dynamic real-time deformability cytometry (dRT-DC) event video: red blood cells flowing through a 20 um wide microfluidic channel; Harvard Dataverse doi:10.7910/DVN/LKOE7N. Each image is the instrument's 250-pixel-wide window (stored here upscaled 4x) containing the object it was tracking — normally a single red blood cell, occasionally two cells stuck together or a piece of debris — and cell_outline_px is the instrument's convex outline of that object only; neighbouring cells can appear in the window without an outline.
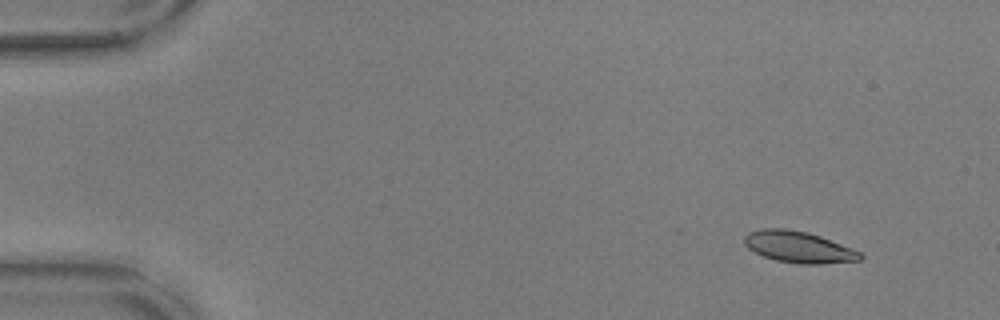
{"species": "common noctule bat (a hibernating species)", "species_latin": "Nyctalus noctula", "temperature_condition": "warm", "stored_images_in_passage": 56, "camera_frame_rate_fps": 3000, "um_per_image_px": 0.085, "animal": {"sex": "male", "body_mass_g": 17.9, "forearm_length_mm": 54.2}, "frame": {"image": 1, "passage_image": 5, "time_ms": 1.333, "image_size_px": [1000, 320], "cell_outline_px": [[864, 256], [860, 260], [820, 264], [800, 264], [776, 260], [764, 256], [748, 248], [744, 244], [744, 236], [748, 232], [764, 228], [784, 228], [808, 232], [820, 236], [860, 252]], "centroid_in_image_um": [67.86, 20.99], "position_along_channel_um": 17.1, "area_um2": 21.04}}
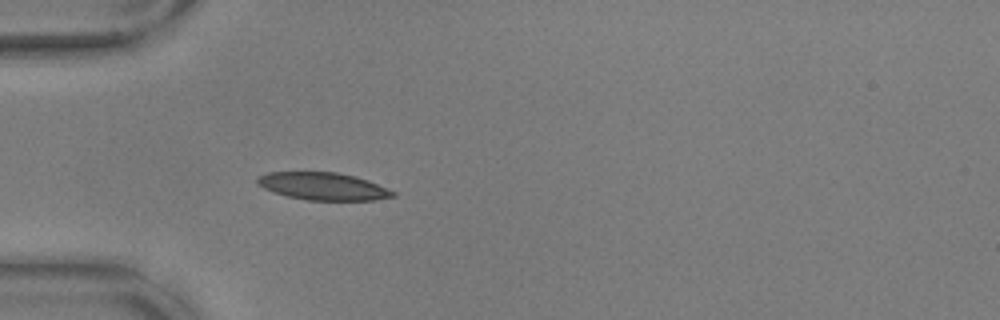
{"frame": {"image": 2, "passage_image": 17, "time_ms": 5.333, "image_size_px": [1000, 320], "cell_outline_px": [[396, 196], [372, 200], [308, 200], [288, 196], [272, 192], [256, 184], [256, 176], [268, 172], [336, 172], [368, 180], [396, 192]], "centroid_in_image_um": [27.42, 15.83], "position_along_channel_um": 57.6, "area_um2": 21.68}}
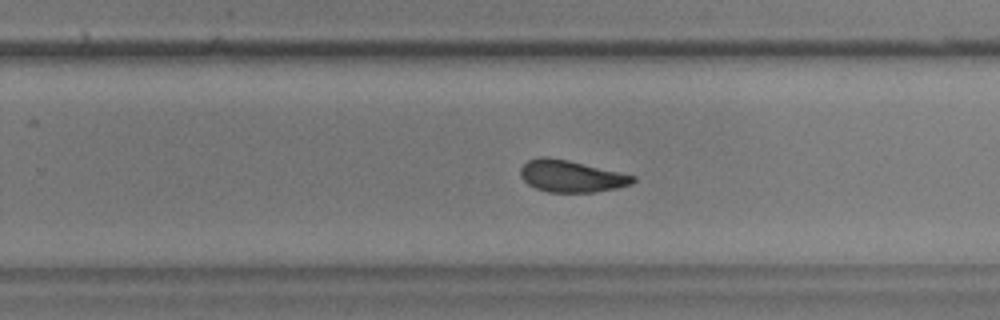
{"frame": {"image": 3, "passage_image": 36, "time_ms": 11.667, "image_size_px": [1000, 320], "cell_outline_px": [[636, 180], [632, 184], [616, 188], [592, 192], [548, 192], [536, 188], [528, 184], [520, 176], [520, 168], [528, 160], [540, 156], [548, 156], [568, 160], [620, 172], [636, 176]], "centroid_in_image_um": [48.54, 14.97], "position_along_channel_um": 281.3, "area_um2": 20.87}, "authors_computed_cell_mechanics": {"area_um2": 21.386, "velocity_mm_per_s": 3.6274, "shape_relaxation_time_tau1_ms": 6.2715, "shape_relaxation_time_tau2_ms": 3.1397, "deformation_change_tau1": 0.1623, "deformation_change_tau2": 0.1038}}